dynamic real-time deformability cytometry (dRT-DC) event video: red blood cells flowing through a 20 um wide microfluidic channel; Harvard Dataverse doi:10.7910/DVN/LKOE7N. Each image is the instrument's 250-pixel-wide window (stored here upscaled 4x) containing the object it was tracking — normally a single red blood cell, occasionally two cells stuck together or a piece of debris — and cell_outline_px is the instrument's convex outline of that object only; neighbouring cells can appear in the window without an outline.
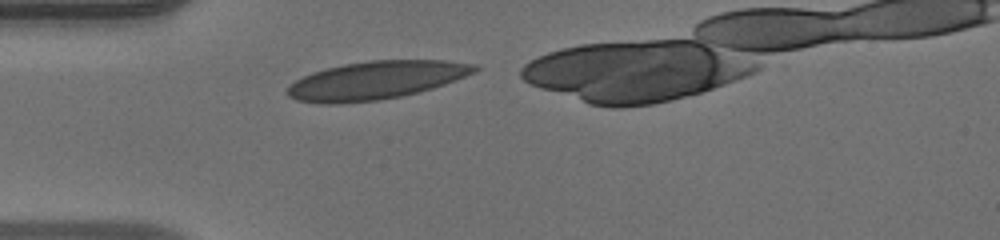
{"species": "human", "species_latin": "Homo sapiens", "temperature_condition": "warm", "stored_images_in_passage": 28, "camera_frame_rate_fps": 3000, "um_per_image_px": 0.085, "donor": {"sex": "male"}, "frame": {"image": 1, "passage_image": 1, "time_ms": 0.0, "image_size_px": [1000, 240], "cell_outline_px": [[480, 68], [476, 72], [456, 80], [432, 88], [400, 96], [380, 100], [336, 104], [320, 104], [296, 100], [288, 96], [284, 92], [288, 84], [312, 72], [344, 64], [372, 60], [444, 60], [480, 64]], "centroid_in_image_um": [31.95, 6.82], "position_along_channel_um": 53.0, "area_um2": 41.85}}
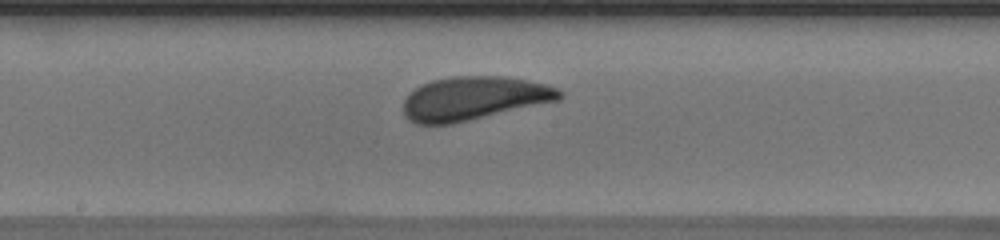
{"frame": {"image": 2, "passage_image": 13, "time_ms": 4.0, "image_size_px": [1000, 240], "cell_outline_px": [[564, 96], [560, 100], [452, 124], [416, 124], [408, 120], [404, 116], [404, 100], [408, 92], [420, 84], [432, 80], [452, 76], [504, 76], [528, 80], [544, 84], [556, 88], [564, 92]], "centroid_in_image_um": [40.25, 8.36], "position_along_channel_um": 207.9, "area_um2": 39.94}}
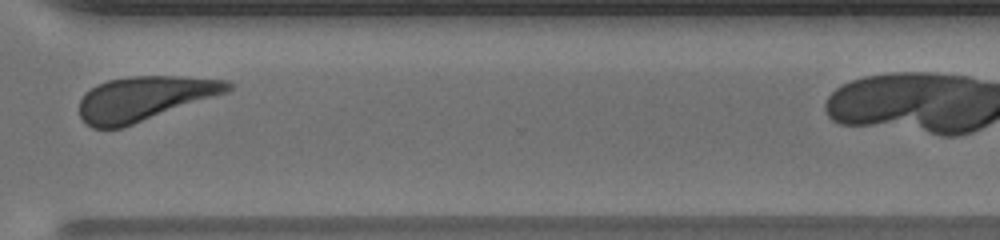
{"frame": {"image": 3, "passage_image": 24, "time_ms": 7.667, "image_size_px": [1000, 240], "cell_outline_px": [[236, 84], [228, 92], [120, 128], [92, 128], [80, 116], [80, 100], [84, 92], [96, 84], [108, 80], [128, 76], [180, 76], [228, 80]], "centroid_in_image_um": [12.28, 8.34], "position_along_channel_um": 358.3, "area_um2": 38.26}}